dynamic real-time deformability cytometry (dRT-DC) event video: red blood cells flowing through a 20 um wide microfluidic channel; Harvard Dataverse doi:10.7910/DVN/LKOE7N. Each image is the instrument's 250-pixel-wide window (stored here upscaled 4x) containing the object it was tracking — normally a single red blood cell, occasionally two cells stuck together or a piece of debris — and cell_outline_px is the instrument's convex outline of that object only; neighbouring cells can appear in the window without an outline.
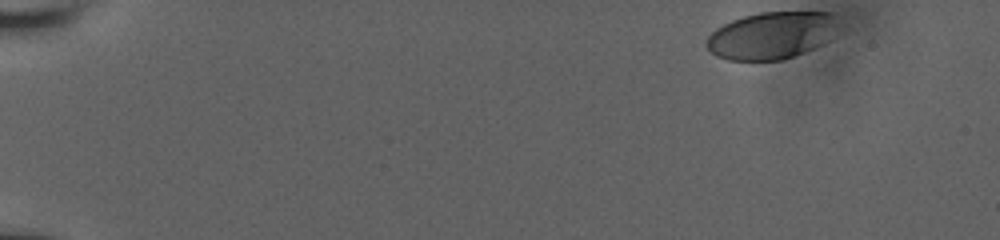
{"species": "human", "species_latin": "Homo sapiens", "temperature_condition": "room temperature", "stored_images_in_passage": 13, "camera_frame_rate_fps": 3000, "um_per_image_px": 0.085, "donor": {"sex": "male"}, "frame": {"image": 1, "passage_image": 1, "time_ms": 0.0, "image_size_px": [1000, 240], "cell_outline_px": [[832, 20], [828, 40], [812, 48], [784, 60], [728, 60], [716, 56], [704, 44], [708, 36], [716, 28], [732, 20], [744, 16], [760, 12], [832, 12]], "centroid_in_image_um": [65.43, 3.02], "position_along_channel_um": 19.6, "area_um2": 35.32}}
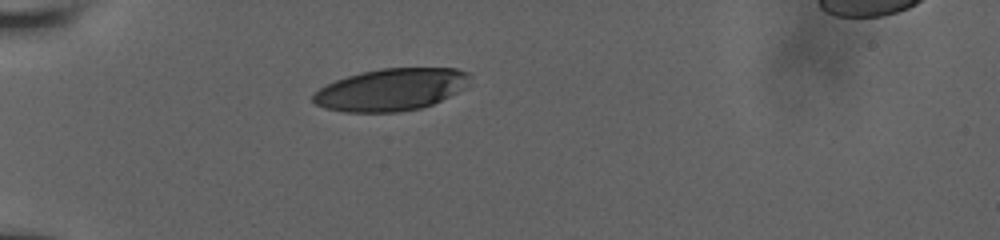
{"frame": {"image": 2, "passage_image": 12, "time_ms": 4.0, "image_size_px": [1000, 240], "cell_outline_px": [[472, 84], [432, 104], [420, 108], [396, 112], [344, 112], [324, 108], [316, 104], [312, 100], [312, 96], [324, 84], [360, 72], [380, 68], [456, 68], [468, 72]], "centroid_in_image_um": [33.24, 7.61], "position_along_channel_um": 51.8, "area_um2": 38.61}}